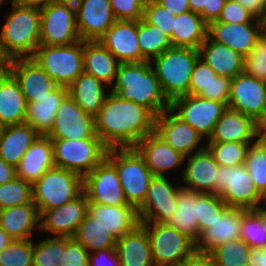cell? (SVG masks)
I'll return each instance as SVG.
<instances>
[{
	"instance_id": "32",
	"label": "cell",
	"mask_w": 266,
	"mask_h": 266,
	"mask_svg": "<svg viewBox=\"0 0 266 266\" xmlns=\"http://www.w3.org/2000/svg\"><path fill=\"white\" fill-rule=\"evenodd\" d=\"M200 58L217 75L233 79L243 73L244 57L228 46L211 40L208 36L199 48Z\"/></svg>"
},
{
	"instance_id": "53",
	"label": "cell",
	"mask_w": 266,
	"mask_h": 266,
	"mask_svg": "<svg viewBox=\"0 0 266 266\" xmlns=\"http://www.w3.org/2000/svg\"><path fill=\"white\" fill-rule=\"evenodd\" d=\"M215 21L237 24L261 23L260 19L255 18L235 0H226L219 18Z\"/></svg>"
},
{
	"instance_id": "48",
	"label": "cell",
	"mask_w": 266,
	"mask_h": 266,
	"mask_svg": "<svg viewBox=\"0 0 266 266\" xmlns=\"http://www.w3.org/2000/svg\"><path fill=\"white\" fill-rule=\"evenodd\" d=\"M241 239L250 248H266V230L260 217L253 211L247 210L241 220Z\"/></svg>"
},
{
	"instance_id": "66",
	"label": "cell",
	"mask_w": 266,
	"mask_h": 266,
	"mask_svg": "<svg viewBox=\"0 0 266 266\" xmlns=\"http://www.w3.org/2000/svg\"><path fill=\"white\" fill-rule=\"evenodd\" d=\"M253 211L260 217L261 222L266 230V201L255 207Z\"/></svg>"
},
{
	"instance_id": "17",
	"label": "cell",
	"mask_w": 266,
	"mask_h": 266,
	"mask_svg": "<svg viewBox=\"0 0 266 266\" xmlns=\"http://www.w3.org/2000/svg\"><path fill=\"white\" fill-rule=\"evenodd\" d=\"M154 132L185 157L206 147V140L170 109L155 117Z\"/></svg>"
},
{
	"instance_id": "64",
	"label": "cell",
	"mask_w": 266,
	"mask_h": 266,
	"mask_svg": "<svg viewBox=\"0 0 266 266\" xmlns=\"http://www.w3.org/2000/svg\"><path fill=\"white\" fill-rule=\"evenodd\" d=\"M17 4L23 5V6H31V7H37V8H43L49 3L53 2L54 0H12Z\"/></svg>"
},
{
	"instance_id": "70",
	"label": "cell",
	"mask_w": 266,
	"mask_h": 266,
	"mask_svg": "<svg viewBox=\"0 0 266 266\" xmlns=\"http://www.w3.org/2000/svg\"><path fill=\"white\" fill-rule=\"evenodd\" d=\"M9 72L10 70H0V83Z\"/></svg>"
},
{
	"instance_id": "59",
	"label": "cell",
	"mask_w": 266,
	"mask_h": 266,
	"mask_svg": "<svg viewBox=\"0 0 266 266\" xmlns=\"http://www.w3.org/2000/svg\"><path fill=\"white\" fill-rule=\"evenodd\" d=\"M249 11L255 18L261 19L266 12V4L262 0H235Z\"/></svg>"
},
{
	"instance_id": "60",
	"label": "cell",
	"mask_w": 266,
	"mask_h": 266,
	"mask_svg": "<svg viewBox=\"0 0 266 266\" xmlns=\"http://www.w3.org/2000/svg\"><path fill=\"white\" fill-rule=\"evenodd\" d=\"M181 266H216L212 257L208 253L194 252Z\"/></svg>"
},
{
	"instance_id": "41",
	"label": "cell",
	"mask_w": 266,
	"mask_h": 266,
	"mask_svg": "<svg viewBox=\"0 0 266 266\" xmlns=\"http://www.w3.org/2000/svg\"><path fill=\"white\" fill-rule=\"evenodd\" d=\"M250 246L241 238L226 241L208 254L216 266H248Z\"/></svg>"
},
{
	"instance_id": "1",
	"label": "cell",
	"mask_w": 266,
	"mask_h": 266,
	"mask_svg": "<svg viewBox=\"0 0 266 266\" xmlns=\"http://www.w3.org/2000/svg\"><path fill=\"white\" fill-rule=\"evenodd\" d=\"M94 122L96 134L108 149L127 148L154 132L155 116L144 106L109 91Z\"/></svg>"
},
{
	"instance_id": "36",
	"label": "cell",
	"mask_w": 266,
	"mask_h": 266,
	"mask_svg": "<svg viewBox=\"0 0 266 266\" xmlns=\"http://www.w3.org/2000/svg\"><path fill=\"white\" fill-rule=\"evenodd\" d=\"M109 91L105 84L85 72L68 86V94L92 117L98 114Z\"/></svg>"
},
{
	"instance_id": "35",
	"label": "cell",
	"mask_w": 266,
	"mask_h": 266,
	"mask_svg": "<svg viewBox=\"0 0 266 266\" xmlns=\"http://www.w3.org/2000/svg\"><path fill=\"white\" fill-rule=\"evenodd\" d=\"M26 108L20 85L9 72L0 83V128L25 123Z\"/></svg>"
},
{
	"instance_id": "49",
	"label": "cell",
	"mask_w": 266,
	"mask_h": 266,
	"mask_svg": "<svg viewBox=\"0 0 266 266\" xmlns=\"http://www.w3.org/2000/svg\"><path fill=\"white\" fill-rule=\"evenodd\" d=\"M243 72L254 78L266 79V37L261 35L250 53L244 57Z\"/></svg>"
},
{
	"instance_id": "69",
	"label": "cell",
	"mask_w": 266,
	"mask_h": 266,
	"mask_svg": "<svg viewBox=\"0 0 266 266\" xmlns=\"http://www.w3.org/2000/svg\"><path fill=\"white\" fill-rule=\"evenodd\" d=\"M260 20H261L262 35L266 37V12Z\"/></svg>"
},
{
	"instance_id": "51",
	"label": "cell",
	"mask_w": 266,
	"mask_h": 266,
	"mask_svg": "<svg viewBox=\"0 0 266 266\" xmlns=\"http://www.w3.org/2000/svg\"><path fill=\"white\" fill-rule=\"evenodd\" d=\"M116 20L139 21L147 0H109Z\"/></svg>"
},
{
	"instance_id": "21",
	"label": "cell",
	"mask_w": 266,
	"mask_h": 266,
	"mask_svg": "<svg viewBox=\"0 0 266 266\" xmlns=\"http://www.w3.org/2000/svg\"><path fill=\"white\" fill-rule=\"evenodd\" d=\"M138 21L116 20L99 40L120 63H141Z\"/></svg>"
},
{
	"instance_id": "68",
	"label": "cell",
	"mask_w": 266,
	"mask_h": 266,
	"mask_svg": "<svg viewBox=\"0 0 266 266\" xmlns=\"http://www.w3.org/2000/svg\"><path fill=\"white\" fill-rule=\"evenodd\" d=\"M13 239L0 227V251Z\"/></svg>"
},
{
	"instance_id": "57",
	"label": "cell",
	"mask_w": 266,
	"mask_h": 266,
	"mask_svg": "<svg viewBox=\"0 0 266 266\" xmlns=\"http://www.w3.org/2000/svg\"><path fill=\"white\" fill-rule=\"evenodd\" d=\"M226 0H205L203 20L209 24L219 18Z\"/></svg>"
},
{
	"instance_id": "61",
	"label": "cell",
	"mask_w": 266,
	"mask_h": 266,
	"mask_svg": "<svg viewBox=\"0 0 266 266\" xmlns=\"http://www.w3.org/2000/svg\"><path fill=\"white\" fill-rule=\"evenodd\" d=\"M248 266H266V248H250Z\"/></svg>"
},
{
	"instance_id": "28",
	"label": "cell",
	"mask_w": 266,
	"mask_h": 266,
	"mask_svg": "<svg viewBox=\"0 0 266 266\" xmlns=\"http://www.w3.org/2000/svg\"><path fill=\"white\" fill-rule=\"evenodd\" d=\"M54 166L52 140L47 135H39L15 167L16 177L33 184Z\"/></svg>"
},
{
	"instance_id": "7",
	"label": "cell",
	"mask_w": 266,
	"mask_h": 266,
	"mask_svg": "<svg viewBox=\"0 0 266 266\" xmlns=\"http://www.w3.org/2000/svg\"><path fill=\"white\" fill-rule=\"evenodd\" d=\"M32 58L58 86L68 87L83 70V40L70 45L40 44Z\"/></svg>"
},
{
	"instance_id": "58",
	"label": "cell",
	"mask_w": 266,
	"mask_h": 266,
	"mask_svg": "<svg viewBox=\"0 0 266 266\" xmlns=\"http://www.w3.org/2000/svg\"><path fill=\"white\" fill-rule=\"evenodd\" d=\"M155 1L173 15H179L181 13L190 11L188 0H155Z\"/></svg>"
},
{
	"instance_id": "14",
	"label": "cell",
	"mask_w": 266,
	"mask_h": 266,
	"mask_svg": "<svg viewBox=\"0 0 266 266\" xmlns=\"http://www.w3.org/2000/svg\"><path fill=\"white\" fill-rule=\"evenodd\" d=\"M180 187L168 177L154 176L143 204L137 209L140 223H165L176 212Z\"/></svg>"
},
{
	"instance_id": "23",
	"label": "cell",
	"mask_w": 266,
	"mask_h": 266,
	"mask_svg": "<svg viewBox=\"0 0 266 266\" xmlns=\"http://www.w3.org/2000/svg\"><path fill=\"white\" fill-rule=\"evenodd\" d=\"M184 161L180 176L182 186L195 192L214 194L219 165L207 147L185 157Z\"/></svg>"
},
{
	"instance_id": "4",
	"label": "cell",
	"mask_w": 266,
	"mask_h": 266,
	"mask_svg": "<svg viewBox=\"0 0 266 266\" xmlns=\"http://www.w3.org/2000/svg\"><path fill=\"white\" fill-rule=\"evenodd\" d=\"M199 58V50L171 47L150 61L161 90L169 102L189 94L190 76Z\"/></svg>"
},
{
	"instance_id": "52",
	"label": "cell",
	"mask_w": 266,
	"mask_h": 266,
	"mask_svg": "<svg viewBox=\"0 0 266 266\" xmlns=\"http://www.w3.org/2000/svg\"><path fill=\"white\" fill-rule=\"evenodd\" d=\"M216 76L217 73L199 58L190 76L189 94L198 96L203 90H207Z\"/></svg>"
},
{
	"instance_id": "39",
	"label": "cell",
	"mask_w": 266,
	"mask_h": 266,
	"mask_svg": "<svg viewBox=\"0 0 266 266\" xmlns=\"http://www.w3.org/2000/svg\"><path fill=\"white\" fill-rule=\"evenodd\" d=\"M89 253L115 248L116 238L88 213L73 237Z\"/></svg>"
},
{
	"instance_id": "63",
	"label": "cell",
	"mask_w": 266,
	"mask_h": 266,
	"mask_svg": "<svg viewBox=\"0 0 266 266\" xmlns=\"http://www.w3.org/2000/svg\"><path fill=\"white\" fill-rule=\"evenodd\" d=\"M257 142L266 144V110L255 121Z\"/></svg>"
},
{
	"instance_id": "24",
	"label": "cell",
	"mask_w": 266,
	"mask_h": 266,
	"mask_svg": "<svg viewBox=\"0 0 266 266\" xmlns=\"http://www.w3.org/2000/svg\"><path fill=\"white\" fill-rule=\"evenodd\" d=\"M135 148L154 176L167 177L170 170L181 169L185 162V156L174 150L155 132L145 136Z\"/></svg>"
},
{
	"instance_id": "29",
	"label": "cell",
	"mask_w": 266,
	"mask_h": 266,
	"mask_svg": "<svg viewBox=\"0 0 266 266\" xmlns=\"http://www.w3.org/2000/svg\"><path fill=\"white\" fill-rule=\"evenodd\" d=\"M120 62L100 41H83V70L105 84H115Z\"/></svg>"
},
{
	"instance_id": "15",
	"label": "cell",
	"mask_w": 266,
	"mask_h": 266,
	"mask_svg": "<svg viewBox=\"0 0 266 266\" xmlns=\"http://www.w3.org/2000/svg\"><path fill=\"white\" fill-rule=\"evenodd\" d=\"M50 139H86L98 137L94 117L87 114L68 94L61 102L53 127L47 134Z\"/></svg>"
},
{
	"instance_id": "67",
	"label": "cell",
	"mask_w": 266,
	"mask_h": 266,
	"mask_svg": "<svg viewBox=\"0 0 266 266\" xmlns=\"http://www.w3.org/2000/svg\"><path fill=\"white\" fill-rule=\"evenodd\" d=\"M10 60L0 45V70H10Z\"/></svg>"
},
{
	"instance_id": "2",
	"label": "cell",
	"mask_w": 266,
	"mask_h": 266,
	"mask_svg": "<svg viewBox=\"0 0 266 266\" xmlns=\"http://www.w3.org/2000/svg\"><path fill=\"white\" fill-rule=\"evenodd\" d=\"M113 93L147 108L155 117L170 109L150 62L120 63Z\"/></svg>"
},
{
	"instance_id": "33",
	"label": "cell",
	"mask_w": 266,
	"mask_h": 266,
	"mask_svg": "<svg viewBox=\"0 0 266 266\" xmlns=\"http://www.w3.org/2000/svg\"><path fill=\"white\" fill-rule=\"evenodd\" d=\"M67 95L68 87L58 86L48 96L37 102L27 103L25 123L38 134L47 135L53 127L58 108Z\"/></svg>"
},
{
	"instance_id": "44",
	"label": "cell",
	"mask_w": 266,
	"mask_h": 266,
	"mask_svg": "<svg viewBox=\"0 0 266 266\" xmlns=\"http://www.w3.org/2000/svg\"><path fill=\"white\" fill-rule=\"evenodd\" d=\"M207 149L220 166H238L244 164L248 147L253 143L205 142Z\"/></svg>"
},
{
	"instance_id": "12",
	"label": "cell",
	"mask_w": 266,
	"mask_h": 266,
	"mask_svg": "<svg viewBox=\"0 0 266 266\" xmlns=\"http://www.w3.org/2000/svg\"><path fill=\"white\" fill-rule=\"evenodd\" d=\"M226 108L222 102L191 94L177 97L170 102V110L206 141Z\"/></svg>"
},
{
	"instance_id": "22",
	"label": "cell",
	"mask_w": 266,
	"mask_h": 266,
	"mask_svg": "<svg viewBox=\"0 0 266 266\" xmlns=\"http://www.w3.org/2000/svg\"><path fill=\"white\" fill-rule=\"evenodd\" d=\"M261 35V23L237 24L212 21L208 24L207 36L211 40L228 46L243 57L250 53Z\"/></svg>"
},
{
	"instance_id": "34",
	"label": "cell",
	"mask_w": 266,
	"mask_h": 266,
	"mask_svg": "<svg viewBox=\"0 0 266 266\" xmlns=\"http://www.w3.org/2000/svg\"><path fill=\"white\" fill-rule=\"evenodd\" d=\"M39 135L27 123L1 127L0 156L8 164L16 167Z\"/></svg>"
},
{
	"instance_id": "11",
	"label": "cell",
	"mask_w": 266,
	"mask_h": 266,
	"mask_svg": "<svg viewBox=\"0 0 266 266\" xmlns=\"http://www.w3.org/2000/svg\"><path fill=\"white\" fill-rule=\"evenodd\" d=\"M41 11L40 44L70 45L80 41L73 3L51 2Z\"/></svg>"
},
{
	"instance_id": "42",
	"label": "cell",
	"mask_w": 266,
	"mask_h": 266,
	"mask_svg": "<svg viewBox=\"0 0 266 266\" xmlns=\"http://www.w3.org/2000/svg\"><path fill=\"white\" fill-rule=\"evenodd\" d=\"M39 243L33 240V266H61V257L65 252L67 237L46 236Z\"/></svg>"
},
{
	"instance_id": "54",
	"label": "cell",
	"mask_w": 266,
	"mask_h": 266,
	"mask_svg": "<svg viewBox=\"0 0 266 266\" xmlns=\"http://www.w3.org/2000/svg\"><path fill=\"white\" fill-rule=\"evenodd\" d=\"M61 266H88L89 252L74 238L67 237V245L61 257Z\"/></svg>"
},
{
	"instance_id": "16",
	"label": "cell",
	"mask_w": 266,
	"mask_h": 266,
	"mask_svg": "<svg viewBox=\"0 0 266 266\" xmlns=\"http://www.w3.org/2000/svg\"><path fill=\"white\" fill-rule=\"evenodd\" d=\"M88 213V198L83 191L66 204L46 210L40 216V232L52 237L73 238Z\"/></svg>"
},
{
	"instance_id": "6",
	"label": "cell",
	"mask_w": 266,
	"mask_h": 266,
	"mask_svg": "<svg viewBox=\"0 0 266 266\" xmlns=\"http://www.w3.org/2000/svg\"><path fill=\"white\" fill-rule=\"evenodd\" d=\"M32 192L41 216L46 210L58 208L78 197L83 192V177L54 166L32 184Z\"/></svg>"
},
{
	"instance_id": "55",
	"label": "cell",
	"mask_w": 266,
	"mask_h": 266,
	"mask_svg": "<svg viewBox=\"0 0 266 266\" xmlns=\"http://www.w3.org/2000/svg\"><path fill=\"white\" fill-rule=\"evenodd\" d=\"M230 81L228 77L217 75L207 90H203L198 96L224 103L228 107L230 98Z\"/></svg>"
},
{
	"instance_id": "47",
	"label": "cell",
	"mask_w": 266,
	"mask_h": 266,
	"mask_svg": "<svg viewBox=\"0 0 266 266\" xmlns=\"http://www.w3.org/2000/svg\"><path fill=\"white\" fill-rule=\"evenodd\" d=\"M33 239L12 240L0 251V266H33Z\"/></svg>"
},
{
	"instance_id": "30",
	"label": "cell",
	"mask_w": 266,
	"mask_h": 266,
	"mask_svg": "<svg viewBox=\"0 0 266 266\" xmlns=\"http://www.w3.org/2000/svg\"><path fill=\"white\" fill-rule=\"evenodd\" d=\"M0 227L14 240L35 239L34 232L40 230L36 205L29 203L1 209Z\"/></svg>"
},
{
	"instance_id": "40",
	"label": "cell",
	"mask_w": 266,
	"mask_h": 266,
	"mask_svg": "<svg viewBox=\"0 0 266 266\" xmlns=\"http://www.w3.org/2000/svg\"><path fill=\"white\" fill-rule=\"evenodd\" d=\"M138 44L142 55V62H150L165 50L171 48L170 38L159 27L138 21Z\"/></svg>"
},
{
	"instance_id": "65",
	"label": "cell",
	"mask_w": 266,
	"mask_h": 266,
	"mask_svg": "<svg viewBox=\"0 0 266 266\" xmlns=\"http://www.w3.org/2000/svg\"><path fill=\"white\" fill-rule=\"evenodd\" d=\"M190 11L199 14L203 18V6L205 5V0H188Z\"/></svg>"
},
{
	"instance_id": "45",
	"label": "cell",
	"mask_w": 266,
	"mask_h": 266,
	"mask_svg": "<svg viewBox=\"0 0 266 266\" xmlns=\"http://www.w3.org/2000/svg\"><path fill=\"white\" fill-rule=\"evenodd\" d=\"M228 206L221 197L212 193H199L196 203V218L199 224L200 235L220 217Z\"/></svg>"
},
{
	"instance_id": "43",
	"label": "cell",
	"mask_w": 266,
	"mask_h": 266,
	"mask_svg": "<svg viewBox=\"0 0 266 266\" xmlns=\"http://www.w3.org/2000/svg\"><path fill=\"white\" fill-rule=\"evenodd\" d=\"M244 165L258 192L266 201V144L255 142L248 147Z\"/></svg>"
},
{
	"instance_id": "56",
	"label": "cell",
	"mask_w": 266,
	"mask_h": 266,
	"mask_svg": "<svg viewBox=\"0 0 266 266\" xmlns=\"http://www.w3.org/2000/svg\"><path fill=\"white\" fill-rule=\"evenodd\" d=\"M88 266H120L115 248H107L89 253Z\"/></svg>"
},
{
	"instance_id": "71",
	"label": "cell",
	"mask_w": 266,
	"mask_h": 266,
	"mask_svg": "<svg viewBox=\"0 0 266 266\" xmlns=\"http://www.w3.org/2000/svg\"><path fill=\"white\" fill-rule=\"evenodd\" d=\"M78 0H54V2H65L75 4Z\"/></svg>"
},
{
	"instance_id": "25",
	"label": "cell",
	"mask_w": 266,
	"mask_h": 266,
	"mask_svg": "<svg viewBox=\"0 0 266 266\" xmlns=\"http://www.w3.org/2000/svg\"><path fill=\"white\" fill-rule=\"evenodd\" d=\"M246 209L228 207L224 213L208 227L195 243L198 253H209L216 246L241 237V220Z\"/></svg>"
},
{
	"instance_id": "27",
	"label": "cell",
	"mask_w": 266,
	"mask_h": 266,
	"mask_svg": "<svg viewBox=\"0 0 266 266\" xmlns=\"http://www.w3.org/2000/svg\"><path fill=\"white\" fill-rule=\"evenodd\" d=\"M88 214L116 239L134 230L140 224L137 209L130 204L107 206L88 202Z\"/></svg>"
},
{
	"instance_id": "8",
	"label": "cell",
	"mask_w": 266,
	"mask_h": 266,
	"mask_svg": "<svg viewBox=\"0 0 266 266\" xmlns=\"http://www.w3.org/2000/svg\"><path fill=\"white\" fill-rule=\"evenodd\" d=\"M51 140L55 166L73 171L83 178L106 157L108 150L99 137Z\"/></svg>"
},
{
	"instance_id": "72",
	"label": "cell",
	"mask_w": 266,
	"mask_h": 266,
	"mask_svg": "<svg viewBox=\"0 0 266 266\" xmlns=\"http://www.w3.org/2000/svg\"><path fill=\"white\" fill-rule=\"evenodd\" d=\"M6 0H0V8H2V6L5 4Z\"/></svg>"
},
{
	"instance_id": "9",
	"label": "cell",
	"mask_w": 266,
	"mask_h": 266,
	"mask_svg": "<svg viewBox=\"0 0 266 266\" xmlns=\"http://www.w3.org/2000/svg\"><path fill=\"white\" fill-rule=\"evenodd\" d=\"M217 173L214 194L219 195L228 207L253 210L265 202L244 164L231 167L219 165Z\"/></svg>"
},
{
	"instance_id": "26",
	"label": "cell",
	"mask_w": 266,
	"mask_h": 266,
	"mask_svg": "<svg viewBox=\"0 0 266 266\" xmlns=\"http://www.w3.org/2000/svg\"><path fill=\"white\" fill-rule=\"evenodd\" d=\"M255 143V121L247 115L227 107L217 121L212 135L206 142Z\"/></svg>"
},
{
	"instance_id": "18",
	"label": "cell",
	"mask_w": 266,
	"mask_h": 266,
	"mask_svg": "<svg viewBox=\"0 0 266 266\" xmlns=\"http://www.w3.org/2000/svg\"><path fill=\"white\" fill-rule=\"evenodd\" d=\"M228 107L256 121L266 110V86L263 80L240 73L230 81Z\"/></svg>"
},
{
	"instance_id": "62",
	"label": "cell",
	"mask_w": 266,
	"mask_h": 266,
	"mask_svg": "<svg viewBox=\"0 0 266 266\" xmlns=\"http://www.w3.org/2000/svg\"><path fill=\"white\" fill-rule=\"evenodd\" d=\"M16 177V169L13 165L8 164L0 156V184L12 181Z\"/></svg>"
},
{
	"instance_id": "20",
	"label": "cell",
	"mask_w": 266,
	"mask_h": 266,
	"mask_svg": "<svg viewBox=\"0 0 266 266\" xmlns=\"http://www.w3.org/2000/svg\"><path fill=\"white\" fill-rule=\"evenodd\" d=\"M10 73L19 83L27 103L37 102L58 87L32 57L11 59Z\"/></svg>"
},
{
	"instance_id": "13",
	"label": "cell",
	"mask_w": 266,
	"mask_h": 266,
	"mask_svg": "<svg viewBox=\"0 0 266 266\" xmlns=\"http://www.w3.org/2000/svg\"><path fill=\"white\" fill-rule=\"evenodd\" d=\"M88 202L109 206L128 204L115 166L105 157L83 178Z\"/></svg>"
},
{
	"instance_id": "3",
	"label": "cell",
	"mask_w": 266,
	"mask_h": 266,
	"mask_svg": "<svg viewBox=\"0 0 266 266\" xmlns=\"http://www.w3.org/2000/svg\"><path fill=\"white\" fill-rule=\"evenodd\" d=\"M9 2L10 11L0 30V45L10 59L32 57L40 45V8Z\"/></svg>"
},
{
	"instance_id": "37",
	"label": "cell",
	"mask_w": 266,
	"mask_h": 266,
	"mask_svg": "<svg viewBox=\"0 0 266 266\" xmlns=\"http://www.w3.org/2000/svg\"><path fill=\"white\" fill-rule=\"evenodd\" d=\"M207 32L208 24L199 14L189 11L175 15L170 37L171 46L199 50L207 37Z\"/></svg>"
},
{
	"instance_id": "31",
	"label": "cell",
	"mask_w": 266,
	"mask_h": 266,
	"mask_svg": "<svg viewBox=\"0 0 266 266\" xmlns=\"http://www.w3.org/2000/svg\"><path fill=\"white\" fill-rule=\"evenodd\" d=\"M115 250L120 266H155L146 229L139 224L116 240Z\"/></svg>"
},
{
	"instance_id": "10",
	"label": "cell",
	"mask_w": 266,
	"mask_h": 266,
	"mask_svg": "<svg viewBox=\"0 0 266 266\" xmlns=\"http://www.w3.org/2000/svg\"><path fill=\"white\" fill-rule=\"evenodd\" d=\"M147 231L155 266H181L195 250V243L166 223H140Z\"/></svg>"
},
{
	"instance_id": "5",
	"label": "cell",
	"mask_w": 266,
	"mask_h": 266,
	"mask_svg": "<svg viewBox=\"0 0 266 266\" xmlns=\"http://www.w3.org/2000/svg\"><path fill=\"white\" fill-rule=\"evenodd\" d=\"M106 158L115 166L127 203L138 209L154 175L135 147L110 148Z\"/></svg>"
},
{
	"instance_id": "46",
	"label": "cell",
	"mask_w": 266,
	"mask_h": 266,
	"mask_svg": "<svg viewBox=\"0 0 266 266\" xmlns=\"http://www.w3.org/2000/svg\"><path fill=\"white\" fill-rule=\"evenodd\" d=\"M29 203H34L30 182L15 177L10 182L0 184V210Z\"/></svg>"
},
{
	"instance_id": "50",
	"label": "cell",
	"mask_w": 266,
	"mask_h": 266,
	"mask_svg": "<svg viewBox=\"0 0 266 266\" xmlns=\"http://www.w3.org/2000/svg\"><path fill=\"white\" fill-rule=\"evenodd\" d=\"M174 18L175 15L165 10L155 0H147L143 9V20L148 24L159 27L169 38L172 35Z\"/></svg>"
},
{
	"instance_id": "38",
	"label": "cell",
	"mask_w": 266,
	"mask_h": 266,
	"mask_svg": "<svg viewBox=\"0 0 266 266\" xmlns=\"http://www.w3.org/2000/svg\"><path fill=\"white\" fill-rule=\"evenodd\" d=\"M182 186L178 190V201L176 212L165 222L168 226L177 229L185 234L194 243L200 238L199 224L196 218V203L198 194Z\"/></svg>"
},
{
	"instance_id": "19",
	"label": "cell",
	"mask_w": 266,
	"mask_h": 266,
	"mask_svg": "<svg viewBox=\"0 0 266 266\" xmlns=\"http://www.w3.org/2000/svg\"><path fill=\"white\" fill-rule=\"evenodd\" d=\"M74 5L83 41H99L116 21L109 0H78Z\"/></svg>"
}]
</instances>
